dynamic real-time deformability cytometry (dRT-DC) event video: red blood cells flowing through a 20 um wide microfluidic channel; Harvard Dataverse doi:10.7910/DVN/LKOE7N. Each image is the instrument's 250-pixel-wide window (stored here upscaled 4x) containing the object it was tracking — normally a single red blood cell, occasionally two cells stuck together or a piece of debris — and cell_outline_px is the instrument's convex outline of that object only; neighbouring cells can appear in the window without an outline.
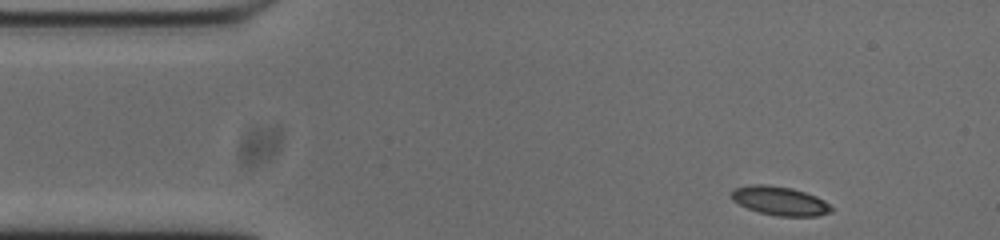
{"species": "common noctule bat (a hibernating species)", "species_latin": "Nyctalus noctula", "temperature_condition": "cold", "stored_images_in_passage": 48, "camera_frame_rate_fps": 3000, "um_per_image_px": 0.085, "animal": {"sex": "male", "body_mass_g": 20.0, "forearm_length_mm": 53.3}, "frame": {"image": 1, "passage_image": 1, "time_ms": 0.0, "image_size_px": [1000, 240], "cell_outline_px": [[832, 212], [820, 216], [776, 216], [760, 212], [748, 208], [732, 200], [728, 196], [736, 188], [752, 184], [768, 184], [792, 188], [816, 196], [824, 200], [832, 208]], "centroid_in_image_um": [66.29, 17.07], "position_along_channel_um": 18.7, "area_um2": 16.82}}
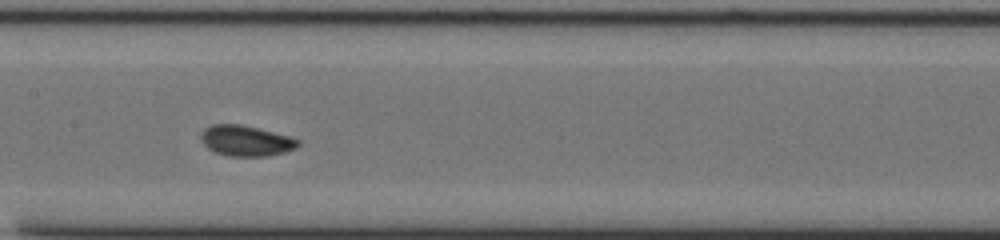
{"frame": {"image": 2, "passage_image": 20, "time_ms": 6.333, "image_size_px": [1000, 240], "cell_outline_px": [[300, 144], [296, 148], [284, 152], [268, 156], [228, 156], [216, 152], [208, 148], [200, 140], [200, 132], [204, 128], [212, 124], [240, 124], [288, 136], [300, 140]], "centroid_in_image_um": [20.87, 11.96], "position_along_channel_um": 186.5, "area_um2": 17.28}}
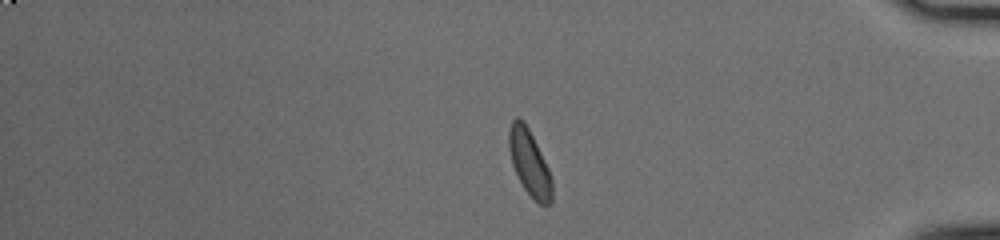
{"frame": {"image": 3, "passage_image": 39, "time_ms": 12.667, "image_size_px": [1000, 240], "cell_outline_px": [[552, 204], [540, 204], [524, 188], [512, 164], [508, 148], [508, 132], [512, 120], [516, 116], [524, 120], [548, 168], [552, 180]], "centroid_in_image_um": [44.99, 13.8], "position_along_channel_um": 390.2, "area_um2": 16.24}, "authors_computed_cell_mechanics": {"area_um2": 16.7331, "velocity_mm_per_s": 3.7522, "shape_relaxation_time_tau1_ms": 2.7135, "shape_relaxation_time_tau2_ms": 1.7756, "deformation_change_tau1": 0.1111, "deformation_change_tau2": 0.0545}}